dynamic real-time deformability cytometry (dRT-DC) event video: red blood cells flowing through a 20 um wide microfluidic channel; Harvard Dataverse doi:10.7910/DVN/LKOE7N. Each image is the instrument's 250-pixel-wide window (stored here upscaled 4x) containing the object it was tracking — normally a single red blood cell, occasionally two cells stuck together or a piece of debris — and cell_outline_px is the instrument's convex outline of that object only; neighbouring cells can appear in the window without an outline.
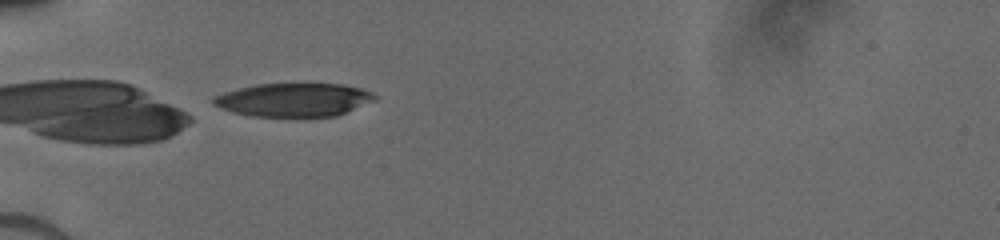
{"species": "human", "species_latin": "Homo sapiens", "temperature_condition": "cold", "stored_images_in_passage": 18, "camera_frame_rate_fps": 3000, "um_per_image_px": 0.085, "donor": {"sex": "male"}, "frame": {"image": 1, "passage_image": 1, "time_ms": 0.0, "image_size_px": [1000, 240], "cell_outline_px": [[380, 96], [376, 100], [336, 116], [248, 116], [232, 112], [220, 108], [212, 104], [212, 96], [224, 92], [256, 84], [344, 84], [360, 88], [372, 92]], "centroid_in_image_um": [24.97, 8.48], "position_along_channel_um": 60.0, "area_um2": 31.56}}
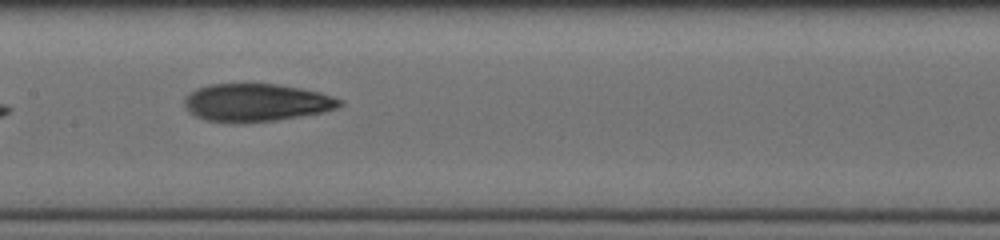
{"frame": {"image": 2, "passage_image": 9, "time_ms": 3.333, "image_size_px": [1000, 240], "cell_outline_px": [[344, 104], [336, 108], [320, 112], [272, 120], [208, 120], [196, 116], [184, 104], [184, 96], [188, 92], [196, 88], [208, 84], [276, 84], [300, 88], [320, 92], [344, 100]], "centroid_in_image_um": [21.79, 8.66], "position_along_channel_um": 185.6, "area_um2": 33.12}}
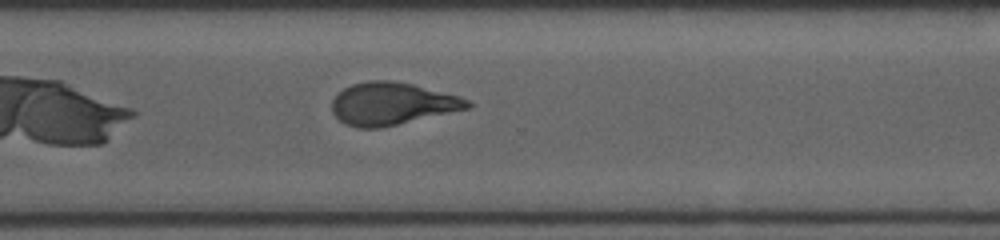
{"frame": {"image": 3, "passage_image": 18, "time_ms": 7.0, "image_size_px": [1000, 240], "cell_outline_px": [[472, 104], [468, 108], [380, 128], [360, 128], [344, 124], [332, 112], [332, 100], [344, 88], [352, 84], [368, 80], [392, 80], [412, 84], [460, 96], [468, 100]], "centroid_in_image_um": [33.29, 8.81], "position_along_channel_um": 337.3, "area_um2": 33.23}}